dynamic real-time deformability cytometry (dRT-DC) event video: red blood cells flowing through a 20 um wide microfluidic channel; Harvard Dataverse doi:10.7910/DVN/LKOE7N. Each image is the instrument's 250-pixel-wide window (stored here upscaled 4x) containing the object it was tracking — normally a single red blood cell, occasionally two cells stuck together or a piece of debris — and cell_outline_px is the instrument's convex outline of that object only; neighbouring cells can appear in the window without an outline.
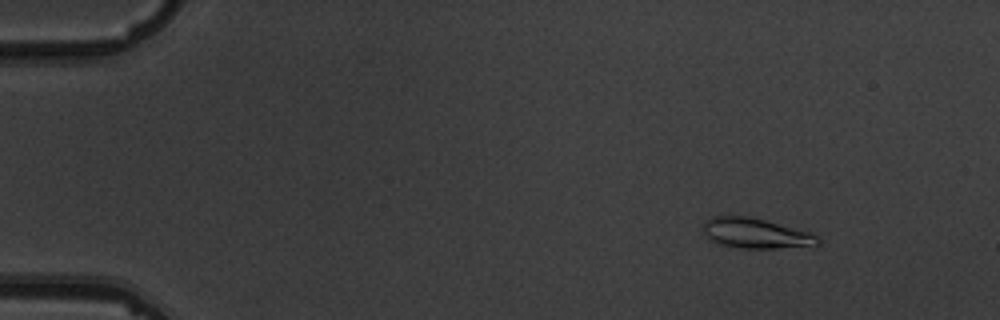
{"species": "common noctule bat (a hibernating species)", "species_latin": "Nyctalus noctula", "temperature_condition": "warm", "stored_images_in_passage": 6, "camera_frame_rate_fps": 3000, "um_per_image_px": 0.085, "animal": {"sex": "male", "body_mass_g": 19.5, "forearm_length_mm": 54.6}, "frame": {"image": 1, "passage_image": 2, "time_ms": 1.0, "image_size_px": [1000, 320], "cell_outline_px": [[820, 244], [776, 248], [744, 248], [720, 244], [712, 240], [704, 232], [704, 220], [712, 216], [748, 216], [764, 220], [808, 232], [816, 236], [820, 240]], "centroid_in_image_um": [64.19, 19.82], "position_along_channel_um": 20.8, "area_um2": 19.59}}